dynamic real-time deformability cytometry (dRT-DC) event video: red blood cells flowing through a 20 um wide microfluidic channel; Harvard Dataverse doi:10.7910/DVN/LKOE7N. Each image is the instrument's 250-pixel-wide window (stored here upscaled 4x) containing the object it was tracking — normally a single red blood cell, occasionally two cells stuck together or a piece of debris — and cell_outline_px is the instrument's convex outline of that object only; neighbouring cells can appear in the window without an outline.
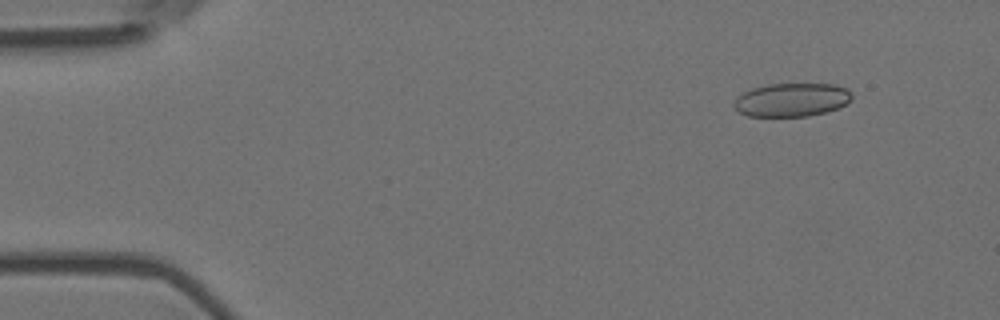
{"species": "Egyptian fruit bat (a non-hibernating species)", "species_latin": "Rousettus aegyptiacus", "temperature_condition": "room temperature", "stored_images_in_passage": 56, "camera_frame_rate_fps": 3000, "um_per_image_px": 0.085, "animal": {"sex": "female"}, "frame": {"image": 1, "passage_image": 6, "time_ms": 1.667, "image_size_px": [1000, 320], "cell_outline_px": [[852, 100], [840, 108], [808, 116], [748, 116], [740, 112], [732, 104], [736, 96], [752, 88], [768, 84], [836, 84], [852, 92]], "centroid_in_image_um": [67.3, 8.48], "position_along_channel_um": 17.7, "area_um2": 23.12}}
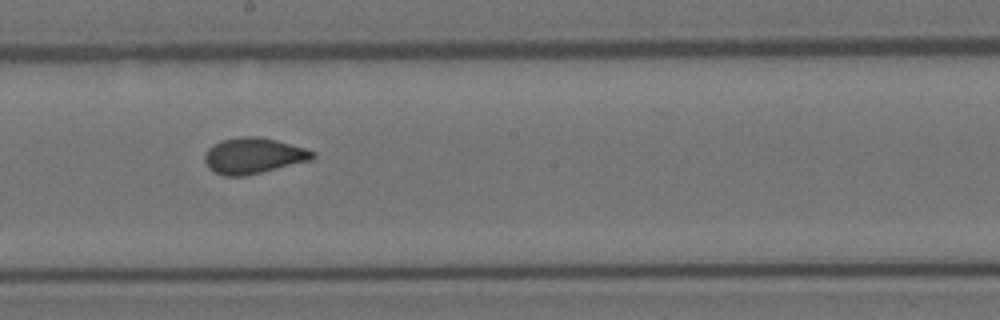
{"frame": {"image": 2, "passage_image": 31, "time_ms": 10.0, "image_size_px": [1000, 320], "cell_outline_px": [[316, 156], [312, 160], [244, 176], [224, 176], [208, 168], [204, 160], [204, 156], [208, 148], [220, 140], [240, 136], [260, 136], [276, 140], [304, 148], [316, 152]], "centroid_in_image_um": [21.53, 13.23], "position_along_channel_um": 226.7, "area_um2": 22.6}}
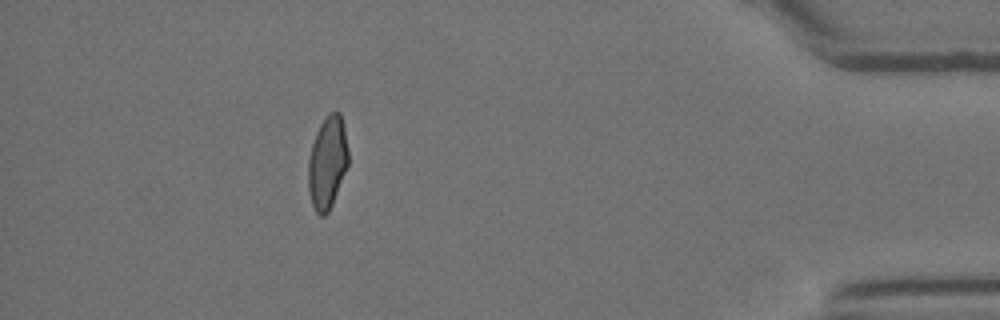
{"frame": {"image": 3, "passage_image": 50, "time_ms": 16.333, "image_size_px": [1000, 320], "cell_outline_px": [[348, 164], [332, 204], [328, 212], [324, 216], [320, 216], [316, 212], [312, 204], [308, 188], [308, 160], [312, 144], [316, 132], [320, 124], [328, 112], [340, 112], [344, 124], [348, 148]], "centroid_in_image_um": [27.83, 13.79], "position_along_channel_um": 407.4, "area_um2": 21.62}, "authors_computed_cell_mechanics": {"area_um2": 22.542, "velocity_mm_per_s": 3.67, "shape_relaxation_time_tau1_ms": null, "shape_relaxation_time_tau2_ms": 1.0043, "deformation_change_tau1": null, "deformation_change_tau2": 0.0503}}